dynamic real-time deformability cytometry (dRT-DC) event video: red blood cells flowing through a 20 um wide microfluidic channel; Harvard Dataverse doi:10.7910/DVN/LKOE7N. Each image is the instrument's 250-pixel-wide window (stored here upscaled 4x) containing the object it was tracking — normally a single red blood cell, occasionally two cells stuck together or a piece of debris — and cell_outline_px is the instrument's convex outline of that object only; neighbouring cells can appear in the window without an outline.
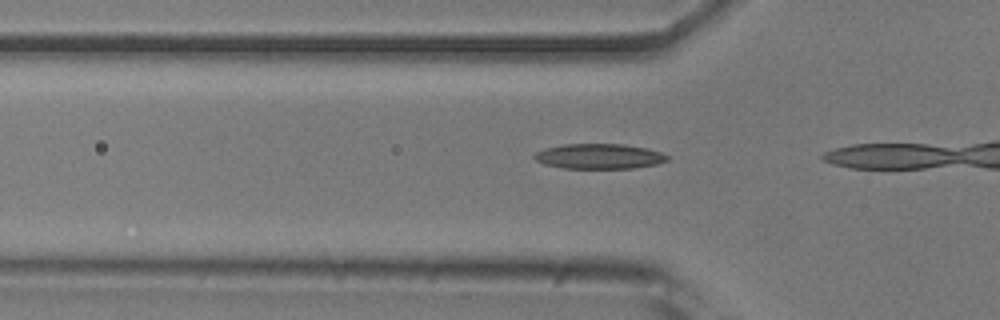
{"species": "common noctule bat (a hibernating species)", "species_latin": "Nyctalus noctula", "temperature_condition": "room temperature", "stored_images_in_passage": 5, "camera_frame_rate_fps": 3000, "um_per_image_px": 0.085, "animal": {"sex": "male", "body_mass_g": 20.5, "forearm_length_mm": 52.5}, "frame": {"image": 1, "passage_image": 3, "time_ms": 0.667, "image_size_px": [1000, 320], "cell_outline_px": [[668, 160], [656, 164], [632, 168], [564, 168], [544, 164], [536, 160], [532, 156], [536, 152], [544, 148], [564, 144], [624, 144], [648, 148], [660, 152], [668, 156]], "centroid_in_image_um": [50.91, 13.28], "position_along_channel_um": 74.9, "area_um2": 19.42}}